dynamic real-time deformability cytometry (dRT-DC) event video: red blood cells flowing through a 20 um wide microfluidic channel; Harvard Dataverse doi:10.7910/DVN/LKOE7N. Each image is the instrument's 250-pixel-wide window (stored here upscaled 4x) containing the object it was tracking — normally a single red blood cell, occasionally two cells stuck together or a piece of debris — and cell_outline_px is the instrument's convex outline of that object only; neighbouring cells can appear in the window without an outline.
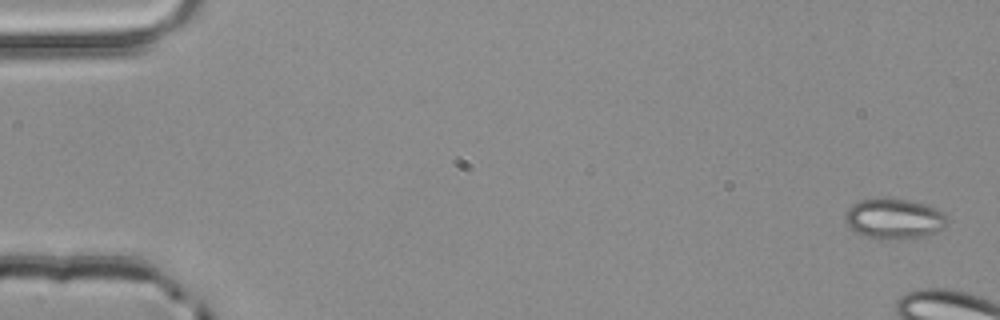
{"species": "common noctule bat (a hibernating species)", "species_latin": "Nyctalus noctula", "temperature_condition": "room temperature", "stored_images_in_passage": 5, "camera_frame_rate_fps": 3000, "um_per_image_px": 0.085, "animal": {"sex": "male", "body_mass_g": 20.4}, "frame": {"image": 1, "passage_image": 1, "time_ms": 0.0, "image_size_px": [1000, 320], "cell_outline_px": [[944, 228], [936, 232], [924, 236], [880, 240], [868, 236], [848, 228], [844, 220], [844, 212], [852, 204], [860, 200], [908, 200], [928, 204], [936, 208], [944, 216]], "centroid_in_image_um": [75.94, 18.61], "position_along_channel_um": 9.1, "area_um2": 23.47}}